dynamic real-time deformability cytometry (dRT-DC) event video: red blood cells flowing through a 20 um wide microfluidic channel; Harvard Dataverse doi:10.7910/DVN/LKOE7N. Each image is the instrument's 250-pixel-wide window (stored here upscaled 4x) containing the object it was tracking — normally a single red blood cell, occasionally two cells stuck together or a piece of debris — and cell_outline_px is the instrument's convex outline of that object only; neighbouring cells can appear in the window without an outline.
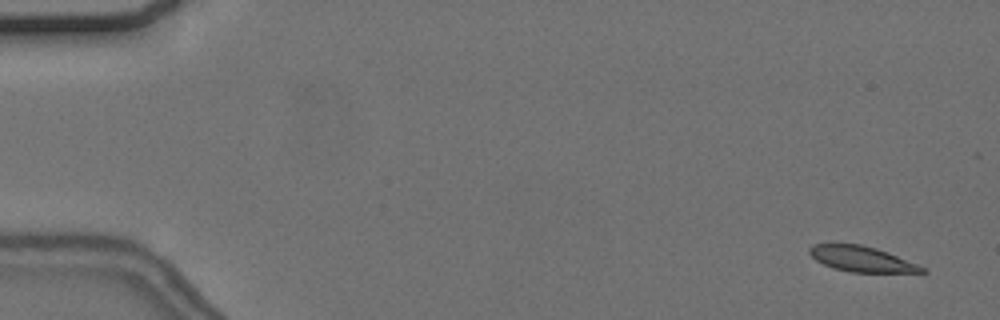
{"species": "common noctule bat (a hibernating species)", "species_latin": "Nyctalus noctula", "temperature_condition": "cold", "stored_images_in_passage": 57, "camera_frame_rate_fps": 3000, "um_per_image_px": 0.085, "animal": {"sex": "female", "body_mass_g": 24.6, "forearm_length_mm": 56.2}, "frame": {"image": 1, "passage_image": 3, "time_ms": 0.667, "image_size_px": [1000, 320], "cell_outline_px": [[928, 272], [852, 272], [832, 268], [816, 260], [808, 252], [808, 248], [812, 244], [832, 240], [860, 244], [876, 248], [888, 252], [916, 264], [924, 268]], "centroid_in_image_um": [73.1, 21.95], "position_along_channel_um": 11.9, "area_um2": 17.17}}
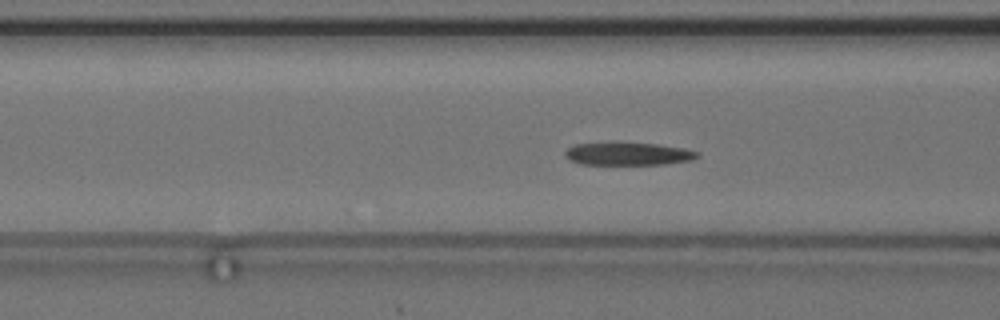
{"frame": {"image": 2, "passage_image": 23, "time_ms": 7.333, "image_size_px": [1000, 320], "cell_outline_px": [[700, 156], [692, 160], [664, 164], [580, 164], [568, 160], [564, 156], [564, 152], [568, 148], [576, 144], [612, 140], [620, 140], [656, 144], [684, 148], [700, 152]], "centroid_in_image_um": [53.34, 13.03], "position_along_channel_um": 113.3, "area_um2": 18.44}}
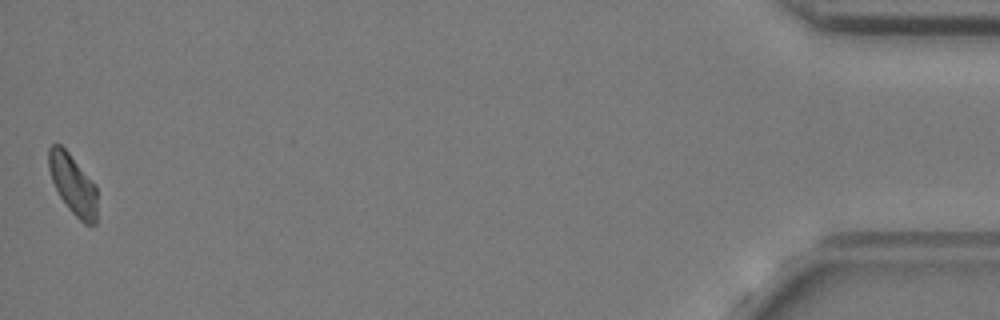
{"frame": {"image": 3, "passage_image": 57, "time_ms": 18.667, "image_size_px": [1000, 320], "cell_outline_px": [[96, 224], [84, 224], [68, 208], [60, 196], [52, 180], [48, 168], [48, 148], [52, 144], [60, 144], [68, 152], [96, 184]], "centroid_in_image_um": [6.19, 15.65], "position_along_channel_um": 429.0, "area_um2": 16.88}, "authors_computed_cell_mechanics": {"area_um2": 18.4382, "velocity_mm_per_s": 3.6137, "shape_relaxation_time_tau1_ms": 5.3781, "shape_relaxation_time_tau2_ms": null, "deformation_change_tau1": 0.1742, "deformation_change_tau2": null}}